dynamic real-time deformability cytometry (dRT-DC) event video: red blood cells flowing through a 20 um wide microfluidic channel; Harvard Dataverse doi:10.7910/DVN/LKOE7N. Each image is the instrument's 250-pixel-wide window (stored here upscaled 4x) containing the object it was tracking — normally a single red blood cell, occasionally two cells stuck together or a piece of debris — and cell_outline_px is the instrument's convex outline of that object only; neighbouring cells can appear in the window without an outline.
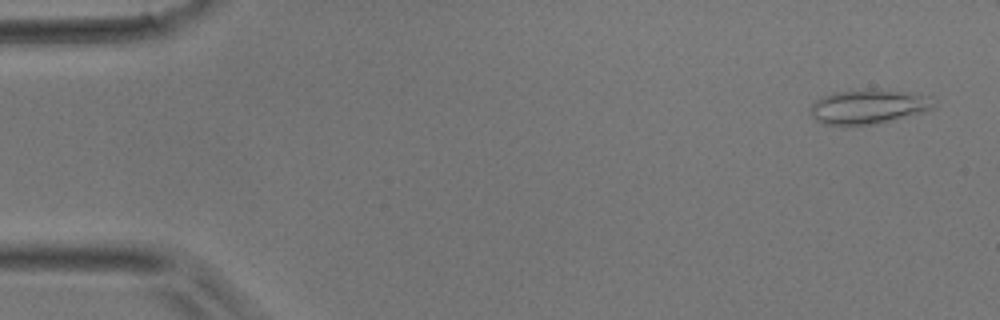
{"species": "common noctule bat (a hibernating species)", "species_latin": "Nyctalus noctula", "temperature_condition": "room temperature", "stored_images_in_passage": 11, "camera_frame_rate_fps": 3000, "um_per_image_px": 0.085, "animal": {"sex": "male", "body_mass_g": 17.9}, "frame": {"image": 1, "passage_image": 2, "time_ms": 0.333, "image_size_px": [1000, 320], "cell_outline_px": [[936, 104], [932, 108], [876, 124], [824, 124], [816, 120], [812, 116], [812, 104], [816, 100], [832, 92], [872, 88], [904, 92], [932, 96]], "centroid_in_image_um": [73.81, 9.03], "position_along_channel_um": 11.2, "area_um2": 24.28}}